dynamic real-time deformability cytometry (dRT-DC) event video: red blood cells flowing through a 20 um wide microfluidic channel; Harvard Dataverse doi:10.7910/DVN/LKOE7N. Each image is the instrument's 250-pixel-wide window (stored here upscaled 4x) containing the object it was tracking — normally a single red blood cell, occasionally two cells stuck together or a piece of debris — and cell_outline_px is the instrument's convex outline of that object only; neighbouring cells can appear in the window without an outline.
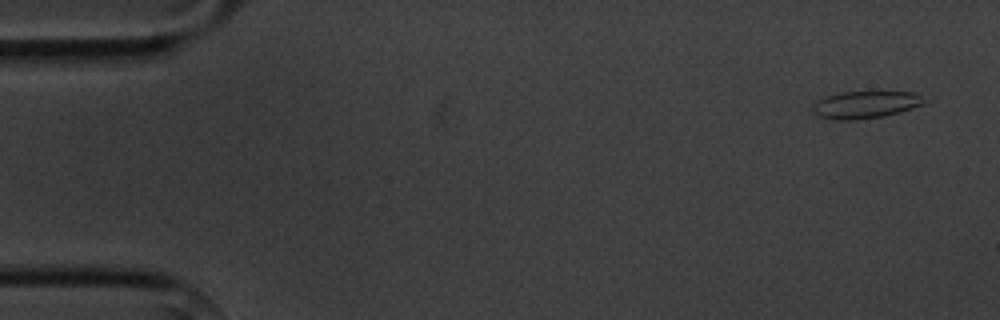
{"species": "common noctule bat (a hibernating species)", "species_latin": "Nyctalus noctula", "temperature_condition": "cold", "stored_images_in_passage": 8, "camera_frame_rate_fps": 3000, "um_per_image_px": 0.085, "animal": {"sex": "male", "body_mass_g": 20.1, "forearm_length_mm": 53.5}, "frame": {"image": 1, "passage_image": 1, "time_ms": 0.0, "image_size_px": [1000, 320], "cell_outline_px": [[924, 104], [900, 112], [884, 116], [856, 120], [836, 120], [812, 116], [812, 108], [816, 100], [824, 96], [840, 92], [916, 92], [924, 100]], "centroid_in_image_um": [73.47, 8.91], "position_along_channel_um": 11.5, "area_um2": 17.98}}
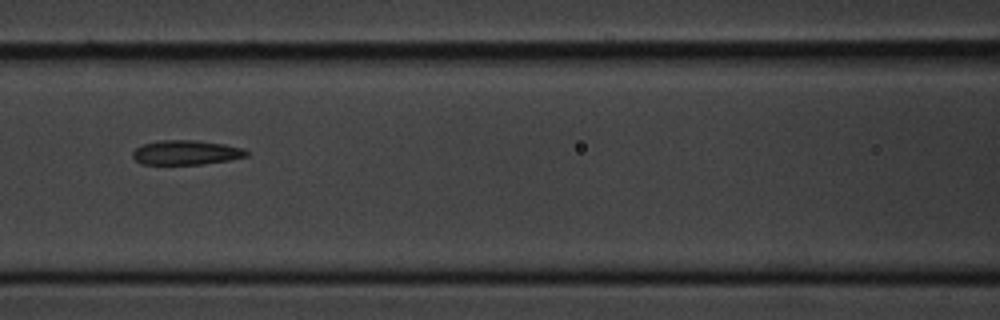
{"frame": {"image": 2, "passage_image": 7, "time_ms": 7.0, "image_size_px": [1000, 320], "cell_outline_px": [[248, 156], [228, 160], [200, 164], [140, 164], [132, 156], [132, 152], [136, 148], [144, 144], [160, 140], [196, 140], [224, 144], [244, 148], [248, 152]], "centroid_in_image_um": [15.82, 12.96], "position_along_channel_um": 150.8, "area_um2": 16.18}}
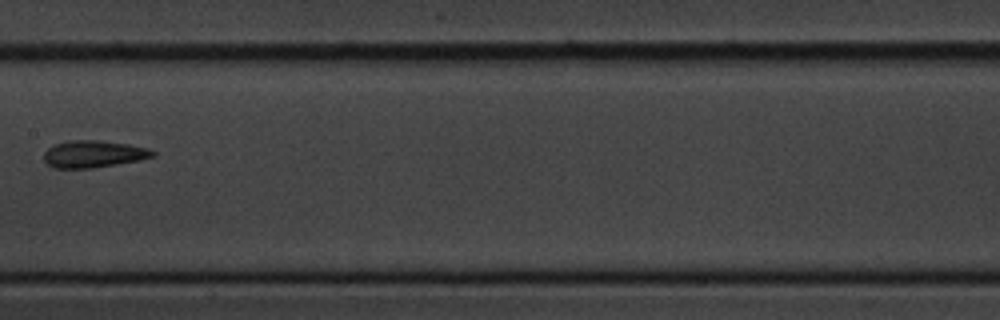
{"frame": {"image": 3, "passage_image": 8, "time_ms": 8.333, "image_size_px": [1000, 320], "cell_outline_px": [[156, 156], [140, 160], [92, 168], [52, 168], [44, 160], [44, 152], [48, 148], [56, 144], [68, 140], [96, 140], [128, 144], [148, 148], [156, 152]], "centroid_in_image_um": [7.96, 13.09], "position_along_channel_um": 199.4, "area_um2": 17.17}}